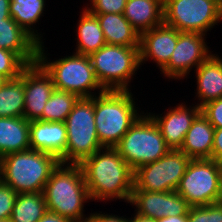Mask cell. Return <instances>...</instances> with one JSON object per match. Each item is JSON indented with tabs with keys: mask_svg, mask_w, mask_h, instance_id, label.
Listing matches in <instances>:
<instances>
[{
	"mask_svg": "<svg viewBox=\"0 0 222 222\" xmlns=\"http://www.w3.org/2000/svg\"><path fill=\"white\" fill-rule=\"evenodd\" d=\"M133 215V216H132ZM131 217H128V222H157V220L152 218H146L143 216H140L136 213H132Z\"/></svg>",
	"mask_w": 222,
	"mask_h": 222,
	"instance_id": "cell-39",
	"label": "cell"
},
{
	"mask_svg": "<svg viewBox=\"0 0 222 222\" xmlns=\"http://www.w3.org/2000/svg\"><path fill=\"white\" fill-rule=\"evenodd\" d=\"M129 206L135 207L134 212L146 218L158 220L168 216L188 215L190 206L177 192H148L133 190Z\"/></svg>",
	"mask_w": 222,
	"mask_h": 222,
	"instance_id": "cell-14",
	"label": "cell"
},
{
	"mask_svg": "<svg viewBox=\"0 0 222 222\" xmlns=\"http://www.w3.org/2000/svg\"><path fill=\"white\" fill-rule=\"evenodd\" d=\"M188 222H222V203L190 207Z\"/></svg>",
	"mask_w": 222,
	"mask_h": 222,
	"instance_id": "cell-29",
	"label": "cell"
},
{
	"mask_svg": "<svg viewBox=\"0 0 222 222\" xmlns=\"http://www.w3.org/2000/svg\"><path fill=\"white\" fill-rule=\"evenodd\" d=\"M89 2L83 7L91 14H123L127 0H89Z\"/></svg>",
	"mask_w": 222,
	"mask_h": 222,
	"instance_id": "cell-31",
	"label": "cell"
},
{
	"mask_svg": "<svg viewBox=\"0 0 222 222\" xmlns=\"http://www.w3.org/2000/svg\"><path fill=\"white\" fill-rule=\"evenodd\" d=\"M215 51L194 70L196 90L194 102L201 107L205 103L222 97V57Z\"/></svg>",
	"mask_w": 222,
	"mask_h": 222,
	"instance_id": "cell-18",
	"label": "cell"
},
{
	"mask_svg": "<svg viewBox=\"0 0 222 222\" xmlns=\"http://www.w3.org/2000/svg\"><path fill=\"white\" fill-rule=\"evenodd\" d=\"M115 148L133 171L157 161L170 150L158 126L145 112L128 129Z\"/></svg>",
	"mask_w": 222,
	"mask_h": 222,
	"instance_id": "cell-7",
	"label": "cell"
},
{
	"mask_svg": "<svg viewBox=\"0 0 222 222\" xmlns=\"http://www.w3.org/2000/svg\"><path fill=\"white\" fill-rule=\"evenodd\" d=\"M222 9V0H210Z\"/></svg>",
	"mask_w": 222,
	"mask_h": 222,
	"instance_id": "cell-41",
	"label": "cell"
},
{
	"mask_svg": "<svg viewBox=\"0 0 222 222\" xmlns=\"http://www.w3.org/2000/svg\"><path fill=\"white\" fill-rule=\"evenodd\" d=\"M82 167L91 202L118 201L129 204L134 171L115 147H103L86 158Z\"/></svg>",
	"mask_w": 222,
	"mask_h": 222,
	"instance_id": "cell-1",
	"label": "cell"
},
{
	"mask_svg": "<svg viewBox=\"0 0 222 222\" xmlns=\"http://www.w3.org/2000/svg\"><path fill=\"white\" fill-rule=\"evenodd\" d=\"M88 214L90 216L86 222H128V216L126 215L120 216L110 212L105 214V212L99 210L98 212L91 210V213Z\"/></svg>",
	"mask_w": 222,
	"mask_h": 222,
	"instance_id": "cell-34",
	"label": "cell"
},
{
	"mask_svg": "<svg viewBox=\"0 0 222 222\" xmlns=\"http://www.w3.org/2000/svg\"><path fill=\"white\" fill-rule=\"evenodd\" d=\"M37 222H71L68 218L47 211Z\"/></svg>",
	"mask_w": 222,
	"mask_h": 222,
	"instance_id": "cell-36",
	"label": "cell"
},
{
	"mask_svg": "<svg viewBox=\"0 0 222 222\" xmlns=\"http://www.w3.org/2000/svg\"><path fill=\"white\" fill-rule=\"evenodd\" d=\"M201 113L215 128H222V97L201 106Z\"/></svg>",
	"mask_w": 222,
	"mask_h": 222,
	"instance_id": "cell-33",
	"label": "cell"
},
{
	"mask_svg": "<svg viewBox=\"0 0 222 222\" xmlns=\"http://www.w3.org/2000/svg\"><path fill=\"white\" fill-rule=\"evenodd\" d=\"M60 160L47 152L26 150L0 158V179L19 193L44 192Z\"/></svg>",
	"mask_w": 222,
	"mask_h": 222,
	"instance_id": "cell-5",
	"label": "cell"
},
{
	"mask_svg": "<svg viewBox=\"0 0 222 222\" xmlns=\"http://www.w3.org/2000/svg\"><path fill=\"white\" fill-rule=\"evenodd\" d=\"M219 202L222 203V173H221V184H220V198Z\"/></svg>",
	"mask_w": 222,
	"mask_h": 222,
	"instance_id": "cell-42",
	"label": "cell"
},
{
	"mask_svg": "<svg viewBox=\"0 0 222 222\" xmlns=\"http://www.w3.org/2000/svg\"><path fill=\"white\" fill-rule=\"evenodd\" d=\"M24 69L0 88V117H23Z\"/></svg>",
	"mask_w": 222,
	"mask_h": 222,
	"instance_id": "cell-27",
	"label": "cell"
},
{
	"mask_svg": "<svg viewBox=\"0 0 222 222\" xmlns=\"http://www.w3.org/2000/svg\"><path fill=\"white\" fill-rule=\"evenodd\" d=\"M18 193L0 179V220L10 219Z\"/></svg>",
	"mask_w": 222,
	"mask_h": 222,
	"instance_id": "cell-32",
	"label": "cell"
},
{
	"mask_svg": "<svg viewBox=\"0 0 222 222\" xmlns=\"http://www.w3.org/2000/svg\"><path fill=\"white\" fill-rule=\"evenodd\" d=\"M157 222H188V215L163 217Z\"/></svg>",
	"mask_w": 222,
	"mask_h": 222,
	"instance_id": "cell-38",
	"label": "cell"
},
{
	"mask_svg": "<svg viewBox=\"0 0 222 222\" xmlns=\"http://www.w3.org/2000/svg\"><path fill=\"white\" fill-rule=\"evenodd\" d=\"M27 65L13 52L0 48V74L8 79L18 77Z\"/></svg>",
	"mask_w": 222,
	"mask_h": 222,
	"instance_id": "cell-30",
	"label": "cell"
},
{
	"mask_svg": "<svg viewBox=\"0 0 222 222\" xmlns=\"http://www.w3.org/2000/svg\"><path fill=\"white\" fill-rule=\"evenodd\" d=\"M93 15H96L98 18L106 44L127 47L140 46L139 32L129 23L123 14L105 13Z\"/></svg>",
	"mask_w": 222,
	"mask_h": 222,
	"instance_id": "cell-22",
	"label": "cell"
},
{
	"mask_svg": "<svg viewBox=\"0 0 222 222\" xmlns=\"http://www.w3.org/2000/svg\"><path fill=\"white\" fill-rule=\"evenodd\" d=\"M47 0H10V16L11 18L26 31L39 45L45 43L39 28L41 18L46 14ZM45 9V10H44ZM45 11V12H44ZM39 22V23H38ZM38 23V27L36 26ZM37 28V29H36ZM44 34V35H43Z\"/></svg>",
	"mask_w": 222,
	"mask_h": 222,
	"instance_id": "cell-21",
	"label": "cell"
},
{
	"mask_svg": "<svg viewBox=\"0 0 222 222\" xmlns=\"http://www.w3.org/2000/svg\"><path fill=\"white\" fill-rule=\"evenodd\" d=\"M222 164L213 159H191L177 192L190 207L219 202Z\"/></svg>",
	"mask_w": 222,
	"mask_h": 222,
	"instance_id": "cell-10",
	"label": "cell"
},
{
	"mask_svg": "<svg viewBox=\"0 0 222 222\" xmlns=\"http://www.w3.org/2000/svg\"><path fill=\"white\" fill-rule=\"evenodd\" d=\"M44 44L38 46L37 62L52 77L55 89L74 93L79 98H91L106 91L95 75L89 56L73 52L51 60L53 55Z\"/></svg>",
	"mask_w": 222,
	"mask_h": 222,
	"instance_id": "cell-4",
	"label": "cell"
},
{
	"mask_svg": "<svg viewBox=\"0 0 222 222\" xmlns=\"http://www.w3.org/2000/svg\"><path fill=\"white\" fill-rule=\"evenodd\" d=\"M29 126L24 117H0V158L31 149Z\"/></svg>",
	"mask_w": 222,
	"mask_h": 222,
	"instance_id": "cell-23",
	"label": "cell"
},
{
	"mask_svg": "<svg viewBox=\"0 0 222 222\" xmlns=\"http://www.w3.org/2000/svg\"><path fill=\"white\" fill-rule=\"evenodd\" d=\"M10 0H0V22L3 19L11 18L10 16Z\"/></svg>",
	"mask_w": 222,
	"mask_h": 222,
	"instance_id": "cell-37",
	"label": "cell"
},
{
	"mask_svg": "<svg viewBox=\"0 0 222 222\" xmlns=\"http://www.w3.org/2000/svg\"><path fill=\"white\" fill-rule=\"evenodd\" d=\"M134 95L132 91L106 90L94 96L96 132L103 147H115L144 113Z\"/></svg>",
	"mask_w": 222,
	"mask_h": 222,
	"instance_id": "cell-3",
	"label": "cell"
},
{
	"mask_svg": "<svg viewBox=\"0 0 222 222\" xmlns=\"http://www.w3.org/2000/svg\"><path fill=\"white\" fill-rule=\"evenodd\" d=\"M30 148L56 156L60 162L65 158L67 128L65 122L30 121Z\"/></svg>",
	"mask_w": 222,
	"mask_h": 222,
	"instance_id": "cell-17",
	"label": "cell"
},
{
	"mask_svg": "<svg viewBox=\"0 0 222 222\" xmlns=\"http://www.w3.org/2000/svg\"><path fill=\"white\" fill-rule=\"evenodd\" d=\"M47 212L43 192L19 193L16 197L11 222H37Z\"/></svg>",
	"mask_w": 222,
	"mask_h": 222,
	"instance_id": "cell-26",
	"label": "cell"
},
{
	"mask_svg": "<svg viewBox=\"0 0 222 222\" xmlns=\"http://www.w3.org/2000/svg\"><path fill=\"white\" fill-rule=\"evenodd\" d=\"M206 38V34L179 32L177 45L169 62L159 71L161 76L169 79V82L173 79L175 82L189 79L190 72L213 53Z\"/></svg>",
	"mask_w": 222,
	"mask_h": 222,
	"instance_id": "cell-12",
	"label": "cell"
},
{
	"mask_svg": "<svg viewBox=\"0 0 222 222\" xmlns=\"http://www.w3.org/2000/svg\"><path fill=\"white\" fill-rule=\"evenodd\" d=\"M212 159L222 164V128L215 129Z\"/></svg>",
	"mask_w": 222,
	"mask_h": 222,
	"instance_id": "cell-35",
	"label": "cell"
},
{
	"mask_svg": "<svg viewBox=\"0 0 222 222\" xmlns=\"http://www.w3.org/2000/svg\"><path fill=\"white\" fill-rule=\"evenodd\" d=\"M79 97L67 91L55 89L44 106L42 116L38 119L49 122H65Z\"/></svg>",
	"mask_w": 222,
	"mask_h": 222,
	"instance_id": "cell-28",
	"label": "cell"
},
{
	"mask_svg": "<svg viewBox=\"0 0 222 222\" xmlns=\"http://www.w3.org/2000/svg\"><path fill=\"white\" fill-rule=\"evenodd\" d=\"M220 22L222 9L210 0H163V23L180 32L209 35Z\"/></svg>",
	"mask_w": 222,
	"mask_h": 222,
	"instance_id": "cell-9",
	"label": "cell"
},
{
	"mask_svg": "<svg viewBox=\"0 0 222 222\" xmlns=\"http://www.w3.org/2000/svg\"><path fill=\"white\" fill-rule=\"evenodd\" d=\"M89 59L105 90L131 91L135 75L142 70L139 47L105 44L90 54Z\"/></svg>",
	"mask_w": 222,
	"mask_h": 222,
	"instance_id": "cell-6",
	"label": "cell"
},
{
	"mask_svg": "<svg viewBox=\"0 0 222 222\" xmlns=\"http://www.w3.org/2000/svg\"><path fill=\"white\" fill-rule=\"evenodd\" d=\"M54 90L52 77L38 62L27 65L24 68L23 117L28 121L38 120Z\"/></svg>",
	"mask_w": 222,
	"mask_h": 222,
	"instance_id": "cell-15",
	"label": "cell"
},
{
	"mask_svg": "<svg viewBox=\"0 0 222 222\" xmlns=\"http://www.w3.org/2000/svg\"><path fill=\"white\" fill-rule=\"evenodd\" d=\"M81 12L79 11V20L76 29L75 40L76 45L74 53L89 56L90 54L99 50L106 44L103 31L98 22L96 15L91 14L85 7L82 6Z\"/></svg>",
	"mask_w": 222,
	"mask_h": 222,
	"instance_id": "cell-25",
	"label": "cell"
},
{
	"mask_svg": "<svg viewBox=\"0 0 222 222\" xmlns=\"http://www.w3.org/2000/svg\"><path fill=\"white\" fill-rule=\"evenodd\" d=\"M123 15L141 34L163 24V0H127Z\"/></svg>",
	"mask_w": 222,
	"mask_h": 222,
	"instance_id": "cell-24",
	"label": "cell"
},
{
	"mask_svg": "<svg viewBox=\"0 0 222 222\" xmlns=\"http://www.w3.org/2000/svg\"><path fill=\"white\" fill-rule=\"evenodd\" d=\"M187 101L181 100L180 104L176 103L170 106L162 113L148 112L146 113L153 119L158 126L166 145L170 149L179 150L183 144L185 135L190 129L192 122L201 113V107L195 103L186 104Z\"/></svg>",
	"mask_w": 222,
	"mask_h": 222,
	"instance_id": "cell-13",
	"label": "cell"
},
{
	"mask_svg": "<svg viewBox=\"0 0 222 222\" xmlns=\"http://www.w3.org/2000/svg\"><path fill=\"white\" fill-rule=\"evenodd\" d=\"M190 161L182 151L170 149L162 158L134 171L133 190L176 191Z\"/></svg>",
	"mask_w": 222,
	"mask_h": 222,
	"instance_id": "cell-11",
	"label": "cell"
},
{
	"mask_svg": "<svg viewBox=\"0 0 222 222\" xmlns=\"http://www.w3.org/2000/svg\"><path fill=\"white\" fill-rule=\"evenodd\" d=\"M9 79L7 77H5L4 75H1L0 74V88H2L6 82L8 81Z\"/></svg>",
	"mask_w": 222,
	"mask_h": 222,
	"instance_id": "cell-40",
	"label": "cell"
},
{
	"mask_svg": "<svg viewBox=\"0 0 222 222\" xmlns=\"http://www.w3.org/2000/svg\"><path fill=\"white\" fill-rule=\"evenodd\" d=\"M179 32L163 23L141 33L139 46L141 68L150 61L160 71L171 58L172 52L177 45Z\"/></svg>",
	"mask_w": 222,
	"mask_h": 222,
	"instance_id": "cell-16",
	"label": "cell"
},
{
	"mask_svg": "<svg viewBox=\"0 0 222 222\" xmlns=\"http://www.w3.org/2000/svg\"><path fill=\"white\" fill-rule=\"evenodd\" d=\"M94 96L79 98L66 118L65 158L60 163L81 164L103 146L96 132Z\"/></svg>",
	"mask_w": 222,
	"mask_h": 222,
	"instance_id": "cell-8",
	"label": "cell"
},
{
	"mask_svg": "<svg viewBox=\"0 0 222 222\" xmlns=\"http://www.w3.org/2000/svg\"><path fill=\"white\" fill-rule=\"evenodd\" d=\"M47 211L68 218L71 222H86L90 215L85 205L91 198L80 164L59 163L44 188Z\"/></svg>",
	"mask_w": 222,
	"mask_h": 222,
	"instance_id": "cell-2",
	"label": "cell"
},
{
	"mask_svg": "<svg viewBox=\"0 0 222 222\" xmlns=\"http://www.w3.org/2000/svg\"><path fill=\"white\" fill-rule=\"evenodd\" d=\"M0 222H11L10 219L0 220Z\"/></svg>",
	"mask_w": 222,
	"mask_h": 222,
	"instance_id": "cell-43",
	"label": "cell"
},
{
	"mask_svg": "<svg viewBox=\"0 0 222 222\" xmlns=\"http://www.w3.org/2000/svg\"><path fill=\"white\" fill-rule=\"evenodd\" d=\"M215 128L200 113L187 131L180 151L191 159H212Z\"/></svg>",
	"mask_w": 222,
	"mask_h": 222,
	"instance_id": "cell-20",
	"label": "cell"
},
{
	"mask_svg": "<svg viewBox=\"0 0 222 222\" xmlns=\"http://www.w3.org/2000/svg\"><path fill=\"white\" fill-rule=\"evenodd\" d=\"M38 46L12 18L0 22V48L15 53L26 65L37 62Z\"/></svg>",
	"mask_w": 222,
	"mask_h": 222,
	"instance_id": "cell-19",
	"label": "cell"
}]
</instances>
